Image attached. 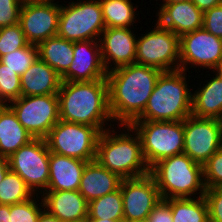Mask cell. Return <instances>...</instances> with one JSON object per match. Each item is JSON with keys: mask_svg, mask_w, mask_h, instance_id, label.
<instances>
[{"mask_svg": "<svg viewBox=\"0 0 222 222\" xmlns=\"http://www.w3.org/2000/svg\"><path fill=\"white\" fill-rule=\"evenodd\" d=\"M186 74L181 69L162 71L143 113L135 121H183L191 115L192 92Z\"/></svg>", "mask_w": 222, "mask_h": 222, "instance_id": "obj_4", "label": "cell"}, {"mask_svg": "<svg viewBox=\"0 0 222 222\" xmlns=\"http://www.w3.org/2000/svg\"><path fill=\"white\" fill-rule=\"evenodd\" d=\"M150 174L155 179L161 199L204 196L203 166L195 163L187 154L158 161L150 168Z\"/></svg>", "mask_w": 222, "mask_h": 222, "instance_id": "obj_5", "label": "cell"}, {"mask_svg": "<svg viewBox=\"0 0 222 222\" xmlns=\"http://www.w3.org/2000/svg\"><path fill=\"white\" fill-rule=\"evenodd\" d=\"M8 106L33 138L45 139L51 128L60 120L57 94L21 96Z\"/></svg>", "mask_w": 222, "mask_h": 222, "instance_id": "obj_10", "label": "cell"}, {"mask_svg": "<svg viewBox=\"0 0 222 222\" xmlns=\"http://www.w3.org/2000/svg\"><path fill=\"white\" fill-rule=\"evenodd\" d=\"M84 222H124V221H113V220H109V219H89L87 217V219Z\"/></svg>", "mask_w": 222, "mask_h": 222, "instance_id": "obj_44", "label": "cell"}, {"mask_svg": "<svg viewBox=\"0 0 222 222\" xmlns=\"http://www.w3.org/2000/svg\"><path fill=\"white\" fill-rule=\"evenodd\" d=\"M50 151L46 140L34 138L8 157L9 168L17 173L35 194H42L49 182Z\"/></svg>", "mask_w": 222, "mask_h": 222, "instance_id": "obj_11", "label": "cell"}, {"mask_svg": "<svg viewBox=\"0 0 222 222\" xmlns=\"http://www.w3.org/2000/svg\"><path fill=\"white\" fill-rule=\"evenodd\" d=\"M44 209L61 222H84L88 217V202L78 190L44 191Z\"/></svg>", "mask_w": 222, "mask_h": 222, "instance_id": "obj_19", "label": "cell"}, {"mask_svg": "<svg viewBox=\"0 0 222 222\" xmlns=\"http://www.w3.org/2000/svg\"><path fill=\"white\" fill-rule=\"evenodd\" d=\"M99 1L106 28H130L133 26L139 13H136L137 7H134L131 0Z\"/></svg>", "mask_w": 222, "mask_h": 222, "instance_id": "obj_27", "label": "cell"}, {"mask_svg": "<svg viewBox=\"0 0 222 222\" xmlns=\"http://www.w3.org/2000/svg\"><path fill=\"white\" fill-rule=\"evenodd\" d=\"M10 170L8 159L0 156V183L5 177L6 173Z\"/></svg>", "mask_w": 222, "mask_h": 222, "instance_id": "obj_41", "label": "cell"}, {"mask_svg": "<svg viewBox=\"0 0 222 222\" xmlns=\"http://www.w3.org/2000/svg\"><path fill=\"white\" fill-rule=\"evenodd\" d=\"M222 147V120L189 115L184 120V149L195 163L204 165Z\"/></svg>", "mask_w": 222, "mask_h": 222, "instance_id": "obj_12", "label": "cell"}, {"mask_svg": "<svg viewBox=\"0 0 222 222\" xmlns=\"http://www.w3.org/2000/svg\"><path fill=\"white\" fill-rule=\"evenodd\" d=\"M21 97V77L0 61V102L3 105Z\"/></svg>", "mask_w": 222, "mask_h": 222, "instance_id": "obj_31", "label": "cell"}, {"mask_svg": "<svg viewBox=\"0 0 222 222\" xmlns=\"http://www.w3.org/2000/svg\"><path fill=\"white\" fill-rule=\"evenodd\" d=\"M171 208L173 222H208V206L204 196L165 199Z\"/></svg>", "mask_w": 222, "mask_h": 222, "instance_id": "obj_26", "label": "cell"}, {"mask_svg": "<svg viewBox=\"0 0 222 222\" xmlns=\"http://www.w3.org/2000/svg\"><path fill=\"white\" fill-rule=\"evenodd\" d=\"M61 5L55 1H24L19 24L30 44L56 36L58 33Z\"/></svg>", "mask_w": 222, "mask_h": 222, "instance_id": "obj_13", "label": "cell"}, {"mask_svg": "<svg viewBox=\"0 0 222 222\" xmlns=\"http://www.w3.org/2000/svg\"><path fill=\"white\" fill-rule=\"evenodd\" d=\"M38 58L39 51L37 45L29 44L24 48L4 55L0 58V61L21 77Z\"/></svg>", "mask_w": 222, "mask_h": 222, "instance_id": "obj_30", "label": "cell"}, {"mask_svg": "<svg viewBox=\"0 0 222 222\" xmlns=\"http://www.w3.org/2000/svg\"><path fill=\"white\" fill-rule=\"evenodd\" d=\"M149 222H173L169 203L160 199L148 216Z\"/></svg>", "mask_w": 222, "mask_h": 222, "instance_id": "obj_38", "label": "cell"}, {"mask_svg": "<svg viewBox=\"0 0 222 222\" xmlns=\"http://www.w3.org/2000/svg\"><path fill=\"white\" fill-rule=\"evenodd\" d=\"M61 76L40 58L21 75V96L57 94Z\"/></svg>", "mask_w": 222, "mask_h": 222, "instance_id": "obj_22", "label": "cell"}, {"mask_svg": "<svg viewBox=\"0 0 222 222\" xmlns=\"http://www.w3.org/2000/svg\"><path fill=\"white\" fill-rule=\"evenodd\" d=\"M107 71L101 57L99 41L74 42V57L62 81L84 82L106 79Z\"/></svg>", "mask_w": 222, "mask_h": 222, "instance_id": "obj_17", "label": "cell"}, {"mask_svg": "<svg viewBox=\"0 0 222 222\" xmlns=\"http://www.w3.org/2000/svg\"><path fill=\"white\" fill-rule=\"evenodd\" d=\"M60 120L85 124L105 131L113 118L106 79L84 82L62 81L57 93Z\"/></svg>", "mask_w": 222, "mask_h": 222, "instance_id": "obj_2", "label": "cell"}, {"mask_svg": "<svg viewBox=\"0 0 222 222\" xmlns=\"http://www.w3.org/2000/svg\"><path fill=\"white\" fill-rule=\"evenodd\" d=\"M161 72L136 63L107 72L109 108L117 126L130 125L143 113Z\"/></svg>", "mask_w": 222, "mask_h": 222, "instance_id": "obj_1", "label": "cell"}, {"mask_svg": "<svg viewBox=\"0 0 222 222\" xmlns=\"http://www.w3.org/2000/svg\"><path fill=\"white\" fill-rule=\"evenodd\" d=\"M141 140L142 153L151 168L158 161L183 153V121H133L129 125Z\"/></svg>", "mask_w": 222, "mask_h": 222, "instance_id": "obj_6", "label": "cell"}, {"mask_svg": "<svg viewBox=\"0 0 222 222\" xmlns=\"http://www.w3.org/2000/svg\"><path fill=\"white\" fill-rule=\"evenodd\" d=\"M222 60V39L204 28L180 36V69L189 66L213 70Z\"/></svg>", "mask_w": 222, "mask_h": 222, "instance_id": "obj_14", "label": "cell"}, {"mask_svg": "<svg viewBox=\"0 0 222 222\" xmlns=\"http://www.w3.org/2000/svg\"><path fill=\"white\" fill-rule=\"evenodd\" d=\"M0 222H10V205L0 204Z\"/></svg>", "mask_w": 222, "mask_h": 222, "instance_id": "obj_40", "label": "cell"}, {"mask_svg": "<svg viewBox=\"0 0 222 222\" xmlns=\"http://www.w3.org/2000/svg\"><path fill=\"white\" fill-rule=\"evenodd\" d=\"M203 28L222 39V4L204 12Z\"/></svg>", "mask_w": 222, "mask_h": 222, "instance_id": "obj_37", "label": "cell"}, {"mask_svg": "<svg viewBox=\"0 0 222 222\" xmlns=\"http://www.w3.org/2000/svg\"><path fill=\"white\" fill-rule=\"evenodd\" d=\"M24 1H54V0H24Z\"/></svg>", "mask_w": 222, "mask_h": 222, "instance_id": "obj_47", "label": "cell"}, {"mask_svg": "<svg viewBox=\"0 0 222 222\" xmlns=\"http://www.w3.org/2000/svg\"><path fill=\"white\" fill-rule=\"evenodd\" d=\"M100 133L96 127L59 120L45 140L50 152L91 162Z\"/></svg>", "mask_w": 222, "mask_h": 222, "instance_id": "obj_8", "label": "cell"}, {"mask_svg": "<svg viewBox=\"0 0 222 222\" xmlns=\"http://www.w3.org/2000/svg\"><path fill=\"white\" fill-rule=\"evenodd\" d=\"M87 163L50 152L49 182L45 191L78 190Z\"/></svg>", "mask_w": 222, "mask_h": 222, "instance_id": "obj_20", "label": "cell"}, {"mask_svg": "<svg viewBox=\"0 0 222 222\" xmlns=\"http://www.w3.org/2000/svg\"><path fill=\"white\" fill-rule=\"evenodd\" d=\"M78 1L61 5L57 35L71 42L99 41L106 28L100 1Z\"/></svg>", "mask_w": 222, "mask_h": 222, "instance_id": "obj_7", "label": "cell"}, {"mask_svg": "<svg viewBox=\"0 0 222 222\" xmlns=\"http://www.w3.org/2000/svg\"><path fill=\"white\" fill-rule=\"evenodd\" d=\"M130 222H149L148 219H144V220H134V221H130Z\"/></svg>", "mask_w": 222, "mask_h": 222, "instance_id": "obj_46", "label": "cell"}, {"mask_svg": "<svg viewBox=\"0 0 222 222\" xmlns=\"http://www.w3.org/2000/svg\"><path fill=\"white\" fill-rule=\"evenodd\" d=\"M124 222L148 219L161 196L150 173L123 179L121 186Z\"/></svg>", "mask_w": 222, "mask_h": 222, "instance_id": "obj_15", "label": "cell"}, {"mask_svg": "<svg viewBox=\"0 0 222 222\" xmlns=\"http://www.w3.org/2000/svg\"><path fill=\"white\" fill-rule=\"evenodd\" d=\"M205 188H222V147L203 165Z\"/></svg>", "mask_w": 222, "mask_h": 222, "instance_id": "obj_34", "label": "cell"}, {"mask_svg": "<svg viewBox=\"0 0 222 222\" xmlns=\"http://www.w3.org/2000/svg\"><path fill=\"white\" fill-rule=\"evenodd\" d=\"M201 11L205 12L212 7L222 4V0H191Z\"/></svg>", "mask_w": 222, "mask_h": 222, "instance_id": "obj_39", "label": "cell"}, {"mask_svg": "<svg viewBox=\"0 0 222 222\" xmlns=\"http://www.w3.org/2000/svg\"><path fill=\"white\" fill-rule=\"evenodd\" d=\"M131 29L133 28H105L101 33V57L107 72L135 63L137 36Z\"/></svg>", "mask_w": 222, "mask_h": 222, "instance_id": "obj_16", "label": "cell"}, {"mask_svg": "<svg viewBox=\"0 0 222 222\" xmlns=\"http://www.w3.org/2000/svg\"><path fill=\"white\" fill-rule=\"evenodd\" d=\"M204 198L208 206L209 220L222 222V188H206Z\"/></svg>", "mask_w": 222, "mask_h": 222, "instance_id": "obj_36", "label": "cell"}, {"mask_svg": "<svg viewBox=\"0 0 222 222\" xmlns=\"http://www.w3.org/2000/svg\"><path fill=\"white\" fill-rule=\"evenodd\" d=\"M208 81L192 93L191 114L222 120V80L215 75Z\"/></svg>", "mask_w": 222, "mask_h": 222, "instance_id": "obj_24", "label": "cell"}, {"mask_svg": "<svg viewBox=\"0 0 222 222\" xmlns=\"http://www.w3.org/2000/svg\"><path fill=\"white\" fill-rule=\"evenodd\" d=\"M190 0H163V3H179V2H186Z\"/></svg>", "mask_w": 222, "mask_h": 222, "instance_id": "obj_45", "label": "cell"}, {"mask_svg": "<svg viewBox=\"0 0 222 222\" xmlns=\"http://www.w3.org/2000/svg\"><path fill=\"white\" fill-rule=\"evenodd\" d=\"M36 194V197L34 195L25 202L10 205V222H37L44 210V204L42 198L38 196V193ZM37 197H39L38 199L41 198V201Z\"/></svg>", "mask_w": 222, "mask_h": 222, "instance_id": "obj_32", "label": "cell"}, {"mask_svg": "<svg viewBox=\"0 0 222 222\" xmlns=\"http://www.w3.org/2000/svg\"><path fill=\"white\" fill-rule=\"evenodd\" d=\"M118 126L126 131L122 129L124 131L118 134L110 124L109 129L100 133L95 160L122 179L147 175L150 168L145 162L138 134L129 125Z\"/></svg>", "mask_w": 222, "mask_h": 222, "instance_id": "obj_3", "label": "cell"}, {"mask_svg": "<svg viewBox=\"0 0 222 222\" xmlns=\"http://www.w3.org/2000/svg\"><path fill=\"white\" fill-rule=\"evenodd\" d=\"M212 71L213 73L215 72V75L222 80V60Z\"/></svg>", "mask_w": 222, "mask_h": 222, "instance_id": "obj_43", "label": "cell"}, {"mask_svg": "<svg viewBox=\"0 0 222 222\" xmlns=\"http://www.w3.org/2000/svg\"><path fill=\"white\" fill-rule=\"evenodd\" d=\"M88 218L124 221L121 189L108 193L89 202Z\"/></svg>", "mask_w": 222, "mask_h": 222, "instance_id": "obj_28", "label": "cell"}, {"mask_svg": "<svg viewBox=\"0 0 222 222\" xmlns=\"http://www.w3.org/2000/svg\"><path fill=\"white\" fill-rule=\"evenodd\" d=\"M33 139L13 110L8 105H3L0 108V156L10 157Z\"/></svg>", "mask_w": 222, "mask_h": 222, "instance_id": "obj_23", "label": "cell"}, {"mask_svg": "<svg viewBox=\"0 0 222 222\" xmlns=\"http://www.w3.org/2000/svg\"><path fill=\"white\" fill-rule=\"evenodd\" d=\"M37 222H61L55 216L49 214L45 209L41 212Z\"/></svg>", "mask_w": 222, "mask_h": 222, "instance_id": "obj_42", "label": "cell"}, {"mask_svg": "<svg viewBox=\"0 0 222 222\" xmlns=\"http://www.w3.org/2000/svg\"><path fill=\"white\" fill-rule=\"evenodd\" d=\"M37 47L39 58L61 77L68 71L74 57V42L56 35L40 42Z\"/></svg>", "mask_w": 222, "mask_h": 222, "instance_id": "obj_25", "label": "cell"}, {"mask_svg": "<svg viewBox=\"0 0 222 222\" xmlns=\"http://www.w3.org/2000/svg\"><path fill=\"white\" fill-rule=\"evenodd\" d=\"M122 178L102 167L96 160L88 162L83 170L78 191L89 203L120 189Z\"/></svg>", "mask_w": 222, "mask_h": 222, "instance_id": "obj_21", "label": "cell"}, {"mask_svg": "<svg viewBox=\"0 0 222 222\" xmlns=\"http://www.w3.org/2000/svg\"><path fill=\"white\" fill-rule=\"evenodd\" d=\"M135 63L161 71L180 69V36L156 21L153 30L138 36Z\"/></svg>", "mask_w": 222, "mask_h": 222, "instance_id": "obj_9", "label": "cell"}, {"mask_svg": "<svg viewBox=\"0 0 222 222\" xmlns=\"http://www.w3.org/2000/svg\"><path fill=\"white\" fill-rule=\"evenodd\" d=\"M24 0H0V28L19 23Z\"/></svg>", "mask_w": 222, "mask_h": 222, "instance_id": "obj_35", "label": "cell"}, {"mask_svg": "<svg viewBox=\"0 0 222 222\" xmlns=\"http://www.w3.org/2000/svg\"><path fill=\"white\" fill-rule=\"evenodd\" d=\"M156 20L161 26L178 36L203 28L204 12L191 0L179 3H162Z\"/></svg>", "mask_w": 222, "mask_h": 222, "instance_id": "obj_18", "label": "cell"}, {"mask_svg": "<svg viewBox=\"0 0 222 222\" xmlns=\"http://www.w3.org/2000/svg\"><path fill=\"white\" fill-rule=\"evenodd\" d=\"M29 44L19 23L0 28V58Z\"/></svg>", "mask_w": 222, "mask_h": 222, "instance_id": "obj_33", "label": "cell"}, {"mask_svg": "<svg viewBox=\"0 0 222 222\" xmlns=\"http://www.w3.org/2000/svg\"><path fill=\"white\" fill-rule=\"evenodd\" d=\"M33 191L25 181L15 172L9 170L0 183V204L13 205L32 198Z\"/></svg>", "mask_w": 222, "mask_h": 222, "instance_id": "obj_29", "label": "cell"}]
</instances>
